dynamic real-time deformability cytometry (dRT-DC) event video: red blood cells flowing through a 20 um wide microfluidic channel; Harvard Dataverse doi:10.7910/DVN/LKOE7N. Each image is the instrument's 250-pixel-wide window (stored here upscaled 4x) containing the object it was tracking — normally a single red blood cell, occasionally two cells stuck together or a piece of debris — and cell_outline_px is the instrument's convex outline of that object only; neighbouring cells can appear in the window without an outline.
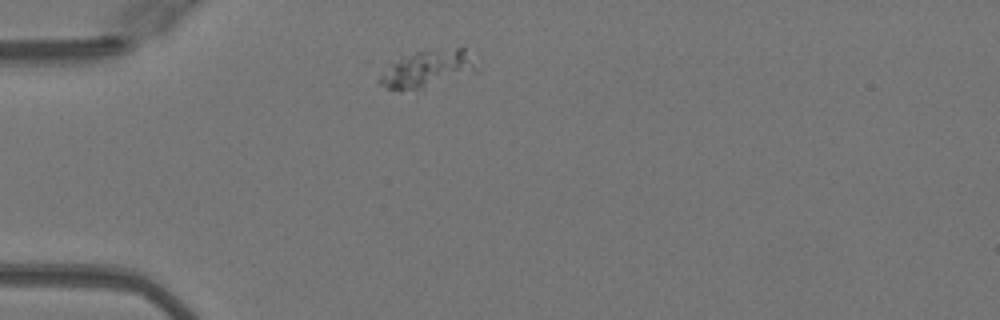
{"species": "Egyptian fruit bat (a non-hibernating species)", "species_latin": "Rousettus aegyptiacus", "temperature_condition": "warm", "stored_images_in_passage": 39, "camera_frame_rate_fps": 3000, "um_per_image_px": 0.085, "animal": {"sex": "female"}, "frame": {"image": 1, "passage_image": 1, "time_ms": 0.0, "image_size_px": [1000, 320], "cell_outline_px": [[480, 72], [424, 88], [400, 92], [388, 88], [380, 84], [376, 80], [388, 60], [416, 52], [460, 44], [464, 48]], "centroid_in_image_um": [36.29, 5.83], "position_along_channel_um": 48.7, "area_um2": 22.2}}
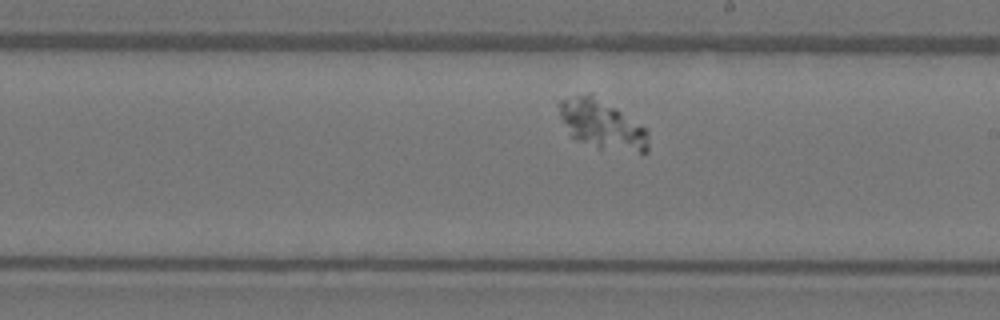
{"frame": {"image": 2, "passage_image": 17, "time_ms": 5.333, "image_size_px": [1000, 320], "cell_outline_px": [[648, 152], [640, 152], [600, 148], [580, 140], [572, 136], [560, 116], [556, 100], [576, 96], [588, 96], [616, 108], [648, 128]], "centroid_in_image_um": [51.21, 10.61], "position_along_channel_um": 237.8, "area_um2": 24.57}}
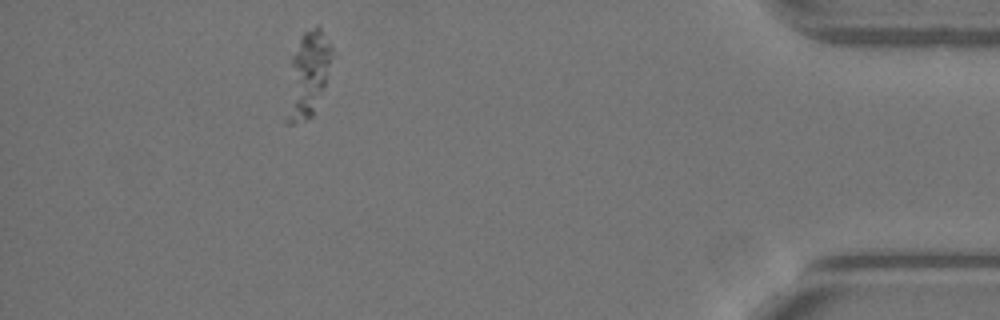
{"frame": {"image": 3, "passage_image": 34, "time_ms": 11.0, "image_size_px": [1000, 320], "cell_outline_px": [[332, 52], [324, 84], [312, 116], [292, 124], [288, 124], [284, 120], [292, 56], [304, 32], [316, 24], [320, 28], [332, 44]], "centroid_in_image_um": [26.14, 6.34], "position_along_channel_um": 409.1, "area_um2": 21.85}}